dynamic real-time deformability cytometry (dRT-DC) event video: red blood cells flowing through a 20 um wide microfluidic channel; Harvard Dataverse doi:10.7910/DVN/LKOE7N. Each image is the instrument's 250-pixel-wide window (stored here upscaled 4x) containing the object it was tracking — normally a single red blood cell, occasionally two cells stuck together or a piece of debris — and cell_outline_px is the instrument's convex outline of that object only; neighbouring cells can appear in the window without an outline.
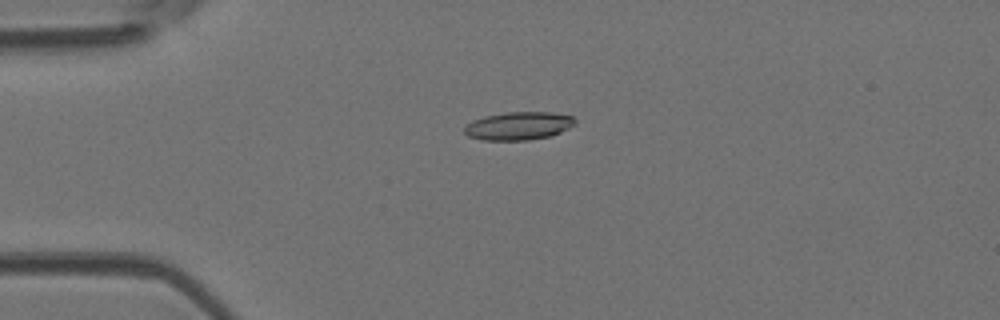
{"species": "Egyptian fruit bat (a non-hibernating species)", "species_latin": "Rousettus aegyptiacus", "temperature_condition": "room temperature", "stored_images_in_passage": 5, "camera_frame_rate_fps": 3000, "um_per_image_px": 0.085, "animal": {"sex": "female"}, "frame": {"image": 1, "passage_image": 4, "time_ms": 1.0, "image_size_px": [1000, 320], "cell_outline_px": [[576, 124], [552, 136], [528, 140], [484, 140], [468, 136], [464, 132], [464, 128], [472, 120], [484, 116], [508, 112], [552, 112], [572, 116], [576, 120]], "centroid_in_image_um": [44.09, 10.7], "position_along_channel_um": 40.9, "area_um2": 18.15}}